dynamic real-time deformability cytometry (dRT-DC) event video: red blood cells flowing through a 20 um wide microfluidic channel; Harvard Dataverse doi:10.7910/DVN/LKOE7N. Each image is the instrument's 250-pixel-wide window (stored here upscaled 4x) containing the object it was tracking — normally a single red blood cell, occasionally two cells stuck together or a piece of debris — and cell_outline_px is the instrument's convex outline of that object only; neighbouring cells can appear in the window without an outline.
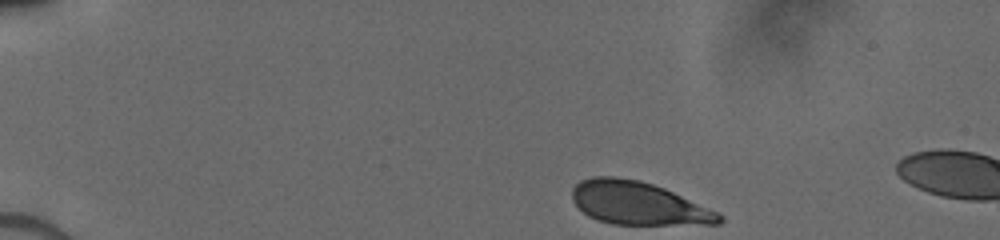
{"species": "human", "species_latin": "Homo sapiens", "temperature_condition": "cold", "stored_images_in_passage": 8, "camera_frame_rate_fps": 3000, "um_per_image_px": 0.085, "donor": {"sex": "male"}, "frame": {"image": 1, "passage_image": 1, "time_ms": 0.0, "image_size_px": [1000, 240], "cell_outline_px": [[724, 220], [720, 224], [612, 224], [596, 220], [588, 216], [572, 200], [572, 188], [580, 180], [592, 176], [616, 176], [640, 180], [664, 188], [716, 212], [724, 216]], "centroid_in_image_um": [54.2, 17.27], "position_along_channel_um": 30.8, "area_um2": 36.65}}